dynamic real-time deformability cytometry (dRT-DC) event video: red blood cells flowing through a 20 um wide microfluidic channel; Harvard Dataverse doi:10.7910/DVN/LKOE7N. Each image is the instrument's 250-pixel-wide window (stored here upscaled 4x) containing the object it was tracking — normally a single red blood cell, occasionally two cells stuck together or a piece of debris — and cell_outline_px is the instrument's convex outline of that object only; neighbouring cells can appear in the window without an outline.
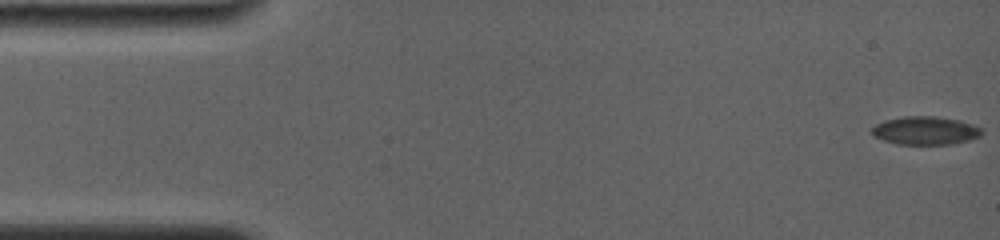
{"species": "common noctule bat (a hibernating species)", "species_latin": "Nyctalus noctula", "temperature_condition": "room temperature", "stored_images_in_passage": 8, "camera_frame_rate_fps": 4000, "um_per_image_px": 0.085, "animal": {"sex": "female", "body_mass_g": 19.0, "forearm_length_mm": 56.7}, "frame": {"image": 1, "passage_image": 1, "time_ms": 0.0, "image_size_px": [1000, 240], "cell_outline_px": [[984, 132], [980, 136], [968, 140], [952, 144], [900, 144], [884, 140], [872, 136], [872, 128], [876, 124], [884, 120], [904, 116], [936, 116], [960, 120], [972, 124], [980, 128]], "centroid_in_image_um": [78.66, 11.09], "position_along_channel_um": 6.3, "area_um2": 18.09}}
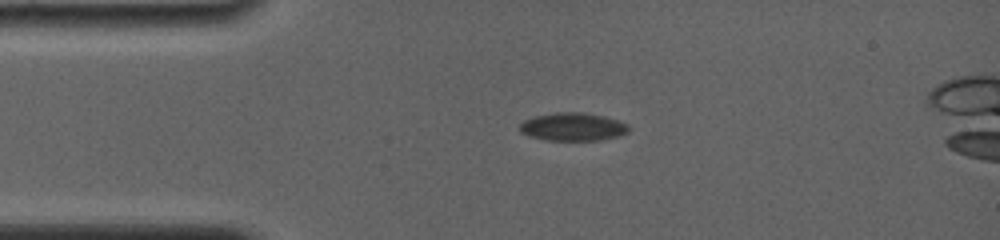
{"frame": {"image": 2, "passage_image": 6, "time_ms": 3.75, "image_size_px": [1000, 240], "cell_outline_px": [[628, 132], [620, 136], [600, 140], [544, 140], [528, 136], [520, 132], [520, 124], [524, 120], [532, 116], [556, 112], [584, 112], [604, 116], [628, 124]], "centroid_in_image_um": [48.66, 10.77], "position_along_channel_um": 36.3, "area_um2": 17.98}}